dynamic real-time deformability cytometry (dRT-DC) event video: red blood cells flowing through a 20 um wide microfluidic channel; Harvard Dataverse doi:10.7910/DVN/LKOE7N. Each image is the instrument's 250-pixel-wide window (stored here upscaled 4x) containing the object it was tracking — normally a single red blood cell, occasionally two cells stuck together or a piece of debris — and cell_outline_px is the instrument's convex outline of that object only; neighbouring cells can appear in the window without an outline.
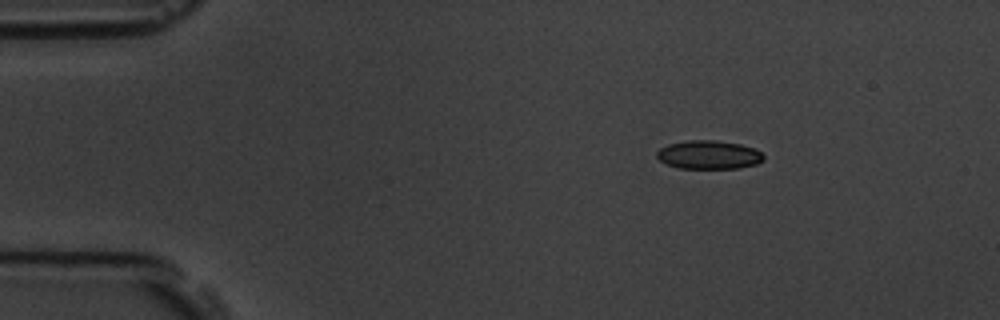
{"species": "common noctule bat (a hibernating species)", "species_latin": "Nyctalus noctula", "temperature_condition": "room temperature", "stored_images_in_passage": 3, "camera_frame_rate_fps": 3000, "um_per_image_px": 0.085, "animal": {"sex": "male", "body_mass_g": 19.5, "forearm_length_mm": 54.6}, "frame": {"image": 1, "passage_image": 1, "time_ms": 0.0, "image_size_px": [1000, 320], "cell_outline_px": [[764, 160], [756, 164], [740, 168], [680, 168], [668, 164], [660, 160], [656, 156], [656, 152], [660, 148], [668, 144], [688, 140], [716, 140], [740, 144], [756, 148], [764, 156]], "centroid_in_image_um": [60.27, 13.15], "position_along_channel_um": 24.7, "area_um2": 17.8}}